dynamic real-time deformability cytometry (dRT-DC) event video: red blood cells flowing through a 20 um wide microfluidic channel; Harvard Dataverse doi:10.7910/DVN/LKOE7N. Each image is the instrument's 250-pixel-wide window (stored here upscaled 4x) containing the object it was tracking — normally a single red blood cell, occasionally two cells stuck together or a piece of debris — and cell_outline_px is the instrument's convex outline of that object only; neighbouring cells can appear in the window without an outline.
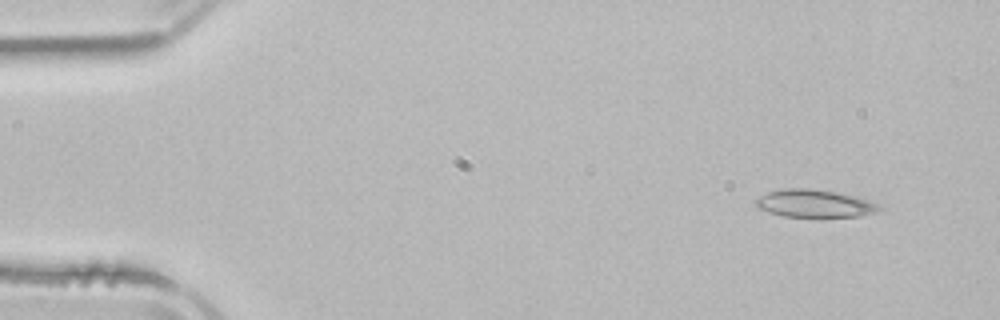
{"species": "common noctule bat (a hibernating species)", "species_latin": "Nyctalus noctula", "temperature_condition": "room temperature", "stored_images_in_passage": 4, "camera_frame_rate_fps": 3000, "um_per_image_px": 0.085, "animal": {"sex": "male", "body_mass_g": 21.5, "forearm_length_mm": 52.0}, "frame": {"image": 1, "passage_image": 1, "time_ms": 0.0, "image_size_px": [1000, 320], "cell_outline_px": [[884, 208], [876, 212], [860, 216], [784, 216], [768, 212], [760, 208], [756, 204], [756, 200], [760, 196], [768, 192], [788, 188], [808, 188], [836, 192], [852, 196], [876, 204]], "centroid_in_image_um": [69.21, 17.29], "position_along_channel_um": 15.8, "area_um2": 19.31}}